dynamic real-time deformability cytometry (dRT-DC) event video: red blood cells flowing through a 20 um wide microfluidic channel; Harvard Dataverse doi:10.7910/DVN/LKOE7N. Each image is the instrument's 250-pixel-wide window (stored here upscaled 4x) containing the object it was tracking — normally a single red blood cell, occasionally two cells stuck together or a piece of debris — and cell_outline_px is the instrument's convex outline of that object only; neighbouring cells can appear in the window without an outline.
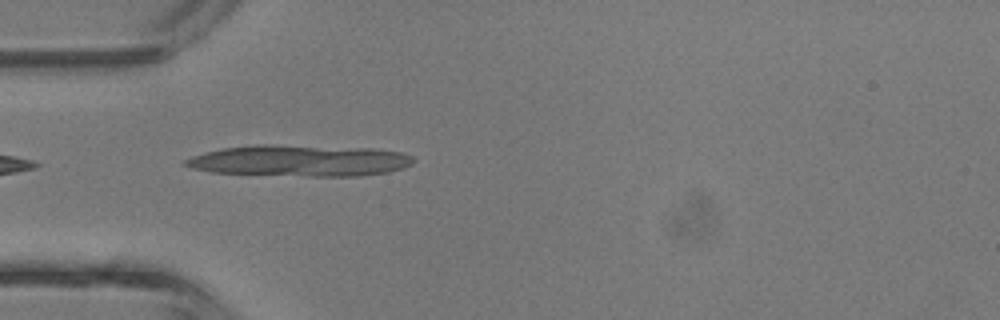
{"species": "common noctule bat (a hibernating species)", "species_latin": "Nyctalus noctula", "temperature_condition": "room temperature", "stored_images_in_passage": 26, "segment_of_instrument_passage": [1, 2], "camera_frame_rate_fps": 3000, "um_per_image_px": 0.085, "animal": {"sex": "male", "body_mass_g": 13.3}, "frame": {"image": 1, "passage_image": 1, "time_ms": 0.0, "image_size_px": [1000, 320], "cell_outline_px": [[412, 160], [408, 164], [396, 168], [380, 172], [220, 172], [200, 168], [188, 164], [188, 160], [212, 152], [232, 148], [308, 148], [392, 152], [404, 156]], "centroid_in_image_um": [25.37, 13.65], "position_along_channel_um": 59.6, "area_um2": 33.0}}